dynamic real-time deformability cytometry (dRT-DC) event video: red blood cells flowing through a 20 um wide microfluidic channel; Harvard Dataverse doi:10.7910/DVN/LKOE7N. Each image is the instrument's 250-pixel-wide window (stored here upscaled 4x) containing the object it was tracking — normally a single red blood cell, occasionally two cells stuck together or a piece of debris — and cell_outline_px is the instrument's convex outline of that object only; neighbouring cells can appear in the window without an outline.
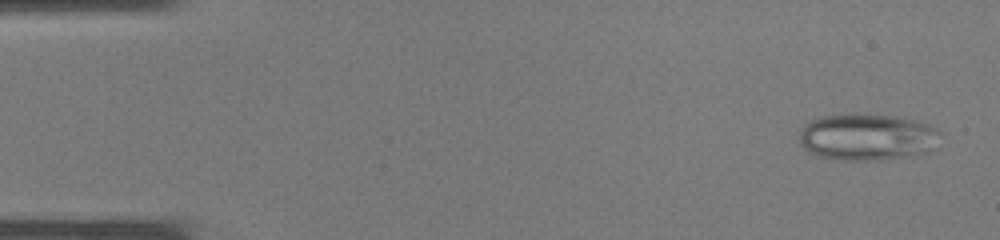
{"species": "common noctule bat (a hibernating species)", "species_latin": "Nyctalus noctula", "temperature_condition": "warm", "stored_images_in_passage": 37, "camera_frame_rate_fps": 3000, "um_per_image_px": 0.085, "animal": {"sex": "male", "body_mass_g": 19.0, "forearm_length_mm": 50.8}, "frame": {"image": 1, "passage_image": 2, "time_ms": 0.333, "image_size_px": [1000, 240], "cell_outline_px": [[940, 148], [928, 152], [908, 156], [884, 160], [844, 160], [820, 156], [804, 148], [800, 144], [800, 132], [808, 120], [820, 116], [904, 116], [928, 124], [936, 128], [940, 132]], "centroid_in_image_um": [73.81, 11.67], "position_along_channel_um": 11.2, "area_um2": 38.32}}
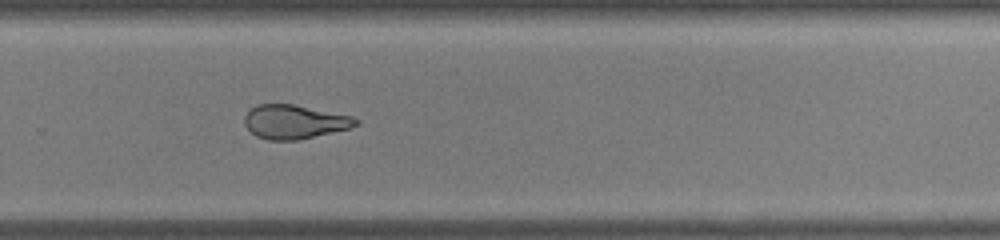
{"frame": {"image": 2, "passage_image": 25, "time_ms": 8.0, "image_size_px": [1000, 240], "cell_outline_px": [[360, 124], [348, 128], [300, 140], [268, 140], [256, 136], [244, 124], [244, 116], [256, 104], [292, 104], [352, 116], [360, 120]], "centroid_in_image_um": [25.02, 10.36], "position_along_channel_um": 304.8, "area_um2": 21.91}}
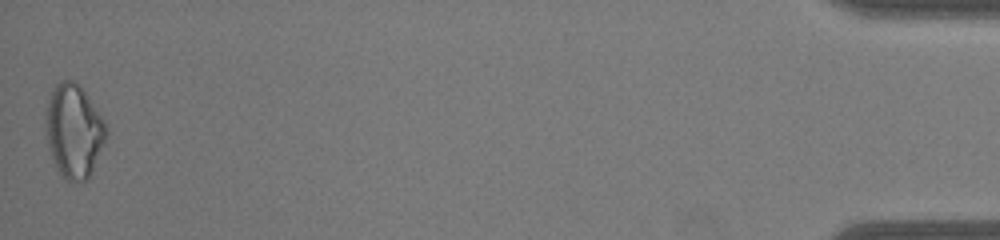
{"frame": {"image": 3, "passage_image": 37, "time_ms": 12.0, "image_size_px": [1000, 240], "cell_outline_px": [[108, 132], [92, 172], [88, 180], [68, 180], [60, 172], [48, 148], [48, 104], [52, 92], [56, 84], [64, 80], [76, 80], [104, 120]], "centroid_in_image_um": [6.33, 11.13], "position_along_channel_um": 428.9, "area_um2": 31.79}}